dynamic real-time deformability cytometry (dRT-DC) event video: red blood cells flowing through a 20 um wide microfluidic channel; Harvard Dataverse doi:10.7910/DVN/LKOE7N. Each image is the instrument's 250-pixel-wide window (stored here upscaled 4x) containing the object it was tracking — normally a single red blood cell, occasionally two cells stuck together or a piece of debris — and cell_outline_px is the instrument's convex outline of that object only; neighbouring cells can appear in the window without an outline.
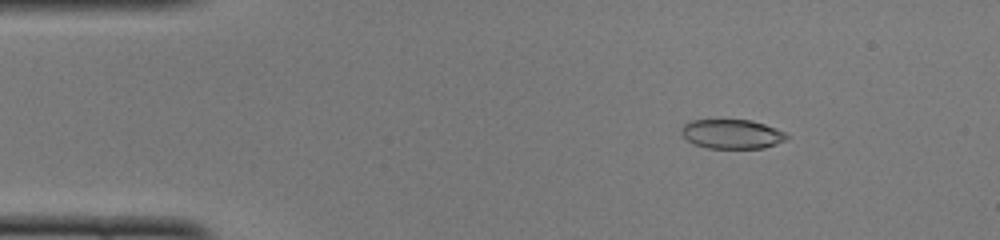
{"species": "common noctule bat (a hibernating species)", "species_latin": "Nyctalus noctula", "temperature_condition": "cold", "stored_images_in_passage": 50, "camera_frame_rate_fps": 3000, "um_per_image_px": 0.085, "animal": {"sex": "female", "body_mass_g": 22.0, "forearm_length_mm": 56.7}, "frame": {"image": 1, "passage_image": 7, "time_ms": 2.0, "image_size_px": [1000, 240], "cell_outline_px": [[788, 136], [784, 140], [776, 144], [764, 148], [708, 148], [692, 144], [680, 132], [680, 128], [684, 124], [692, 120], [752, 120], [764, 124], [784, 132]], "centroid_in_image_um": [62.17, 11.39], "position_along_channel_um": 22.8, "area_um2": 17.92}}
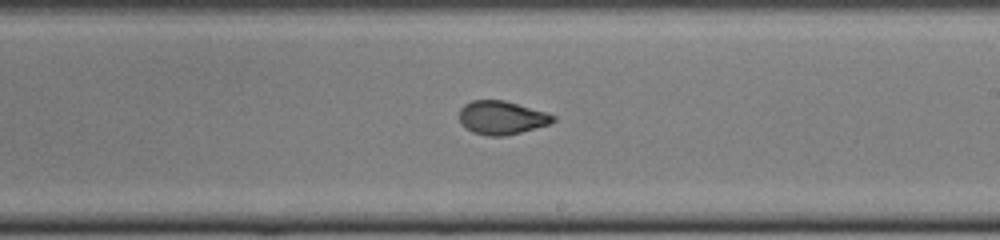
{"frame": {"image": 2, "passage_image": 29, "time_ms": 9.333, "image_size_px": [1000, 240], "cell_outline_px": [[556, 120], [552, 124], [504, 136], [488, 136], [472, 132], [460, 120], [460, 108], [464, 104], [472, 100], [504, 100], [548, 112], [556, 116]], "centroid_in_image_um": [42.7, 9.99], "position_along_channel_um": 246.3, "area_um2": 18.38}}
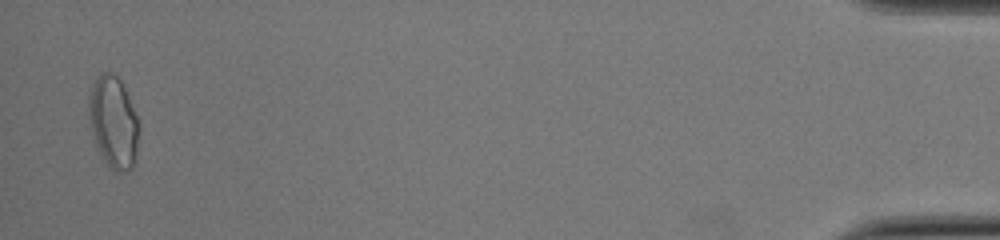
{"frame": {"image": 3, "passage_image": 49, "time_ms": 16.0, "image_size_px": [1000, 240], "cell_outline_px": [[140, 128], [136, 160], [132, 168], [128, 172], [116, 172], [108, 164], [100, 152], [96, 144], [92, 128], [88, 108], [88, 96], [92, 84], [96, 76], [104, 72], [112, 72], [120, 80], [128, 96], [140, 124]], "centroid_in_image_um": [9.67, 10.38], "position_along_channel_um": 425.5, "area_um2": 26.82}, "authors_computed_cell_mechanics": {"area_um2": 18.9584, "velocity_mm_per_s": 3.9932, "shape_relaxation_time_tau1_ms": 10.535, "shape_relaxation_time_tau2_ms": 1.5897, "deformation_change_tau1": 0.2652, "deformation_change_tau2": 0.072}}